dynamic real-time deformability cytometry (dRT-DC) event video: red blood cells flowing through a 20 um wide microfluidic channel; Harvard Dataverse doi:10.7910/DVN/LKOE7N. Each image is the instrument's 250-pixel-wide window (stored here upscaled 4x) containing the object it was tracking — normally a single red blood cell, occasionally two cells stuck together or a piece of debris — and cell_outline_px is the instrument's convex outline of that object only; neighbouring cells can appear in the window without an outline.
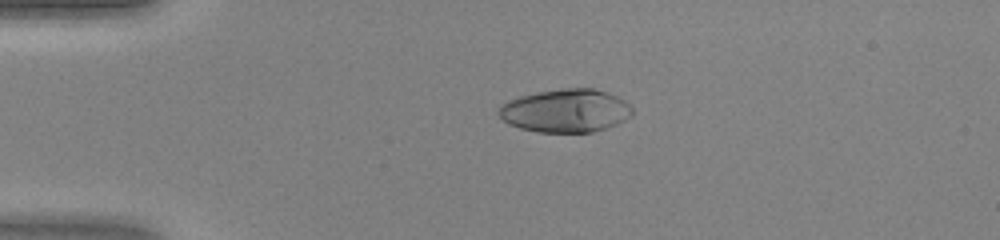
{"species": "human", "species_latin": "Homo sapiens", "temperature_condition": "warm", "stored_images_in_passage": 37, "camera_frame_rate_fps": 3000, "um_per_image_px": 0.085, "donor": {"sex": "female"}, "frame": {"image": 1, "passage_image": 1, "time_ms": 0.0, "image_size_px": [1000, 240], "cell_outline_px": [[632, 116], [616, 124], [592, 132], [540, 132], [520, 128], [508, 124], [496, 112], [500, 104], [508, 100], [520, 96], [540, 92], [564, 88], [592, 88], [616, 96], [632, 104]], "centroid_in_image_um": [48.07, 9.41], "position_along_channel_um": 36.9, "area_um2": 33.58}}
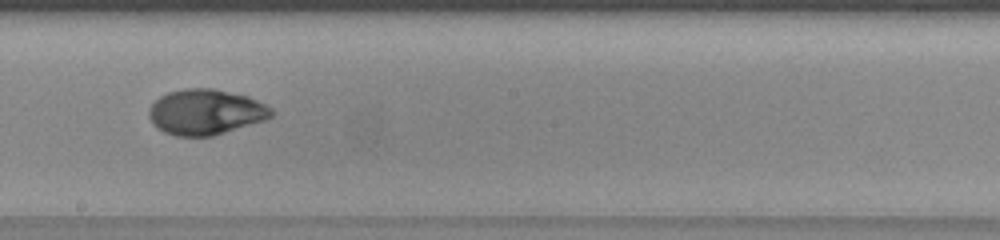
{"frame": {"image": 2, "passage_image": 17, "time_ms": 5.333, "image_size_px": [1000, 240], "cell_outline_px": [[276, 112], [268, 120], [212, 136], [176, 136], [164, 132], [156, 128], [148, 116], [148, 108], [160, 96], [168, 92], [184, 88], [212, 88], [248, 96], [272, 108]], "centroid_in_image_um": [17.49, 9.53], "position_along_channel_um": 230.7, "area_um2": 32.77}}
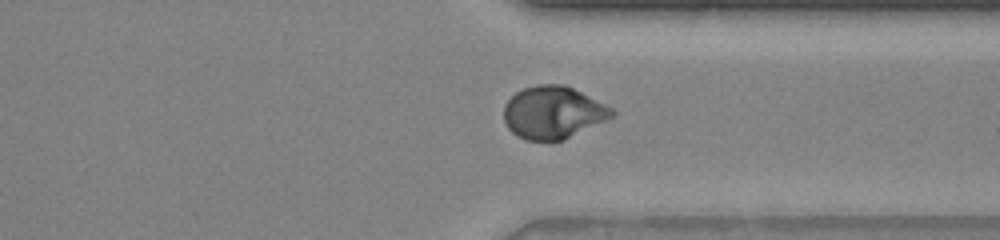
{"frame": {"image": 3, "passage_image": 26, "time_ms": 8.333, "image_size_px": [1000, 240], "cell_outline_px": [[616, 112], [608, 120], [564, 140], [524, 140], [516, 136], [508, 128], [504, 120], [504, 104], [516, 92], [524, 88], [536, 84], [564, 84], [612, 108]], "centroid_in_image_um": [47.0, 9.57], "position_along_channel_um": 364.4, "area_um2": 33.06}}